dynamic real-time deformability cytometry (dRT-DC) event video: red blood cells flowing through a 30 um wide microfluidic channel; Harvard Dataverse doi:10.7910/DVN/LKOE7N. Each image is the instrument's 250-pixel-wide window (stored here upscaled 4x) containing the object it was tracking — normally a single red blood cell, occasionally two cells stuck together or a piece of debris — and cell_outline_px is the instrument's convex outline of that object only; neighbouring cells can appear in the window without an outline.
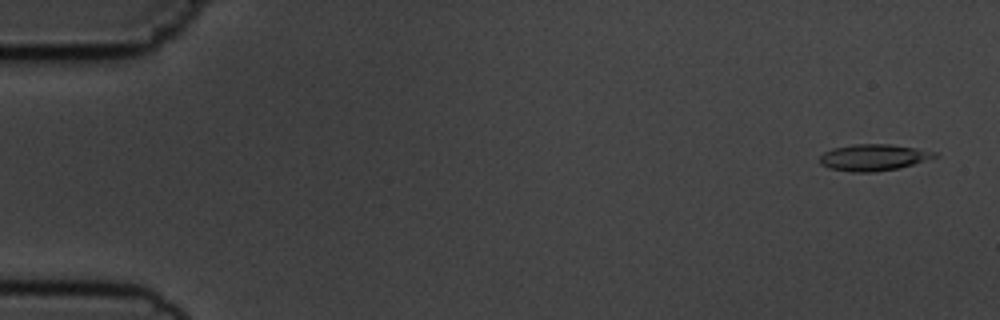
{"species": "common noctule bat (a hibernating species)", "species_latin": "Nyctalus noctula", "temperature_condition": "cold", "stored_images_in_passage": 5, "camera_frame_rate_fps": 3000, "um_per_image_px": 0.085, "animal": {"sex": "male", "body_mass_g": 19.5, "forearm_length_mm": 54.6}, "frame": {"image": 1, "passage_image": 1, "time_ms": 0.0, "image_size_px": [1000, 320], "cell_outline_px": [[940, 156], [900, 168], [876, 172], [852, 172], [828, 168], [820, 164], [820, 156], [824, 152], [832, 148], [852, 144], [892, 144], [916, 148], [936, 152]], "centroid_in_image_um": [74.25, 13.38], "position_along_channel_um": 10.8, "area_um2": 17.92}}
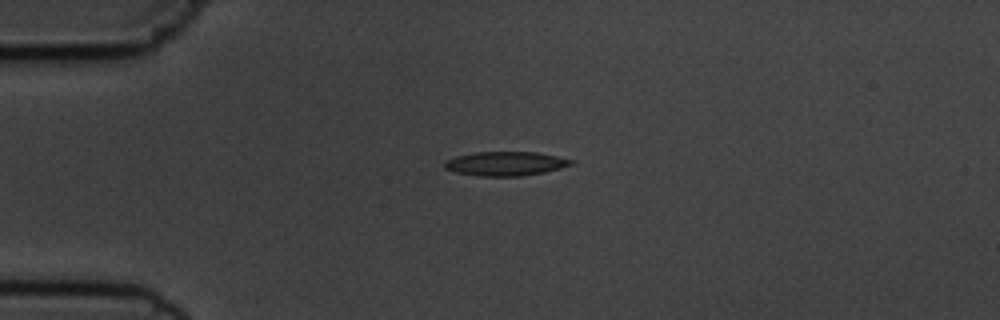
{"frame": {"image": 2, "passage_image": 4, "time_ms": 3.667, "image_size_px": [1000, 320], "cell_outline_px": [[576, 164], [544, 172], [520, 176], [480, 176], [456, 172], [444, 168], [444, 160], [456, 156], [476, 152], [536, 152], [576, 160]], "centroid_in_image_um": [43.0, 13.9], "position_along_channel_um": 42.0, "area_um2": 17.86}}